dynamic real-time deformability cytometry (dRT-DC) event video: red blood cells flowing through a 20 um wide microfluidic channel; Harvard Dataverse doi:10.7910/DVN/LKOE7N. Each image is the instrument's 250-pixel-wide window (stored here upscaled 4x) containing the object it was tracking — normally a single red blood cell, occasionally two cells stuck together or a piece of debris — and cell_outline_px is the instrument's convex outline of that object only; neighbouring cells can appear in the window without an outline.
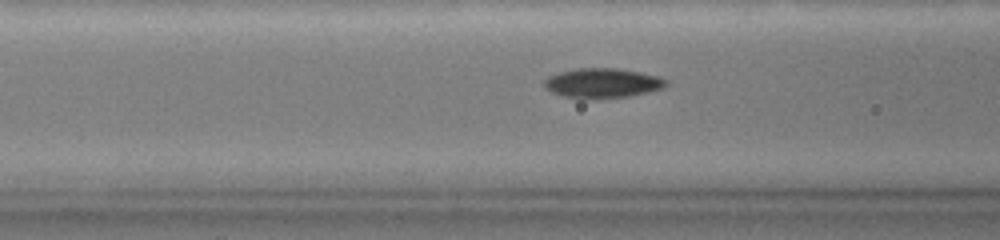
{"species": "common noctule bat (a hibernating species)", "species_latin": "Nyctalus noctula", "temperature_condition": "warm", "stored_images_in_passage": 53, "camera_frame_rate_fps": 3000, "um_per_image_px": 0.085, "animal": {"sex": "female", "body_mass_g": 19.0, "forearm_length_mm": 51.5}, "frame": {"image": 1, "passage_image": 18, "time_ms": 6.333, "image_size_px": [1000, 240], "cell_outline_px": [[664, 84], [660, 88], [644, 92], [624, 96], [568, 96], [552, 92], [544, 84], [544, 80], [548, 76], [560, 72], [576, 68], [616, 68], [640, 72], [656, 76], [664, 80]], "centroid_in_image_um": [51.15, 7.0], "position_along_channel_um": 115.5, "area_um2": 19.65}}
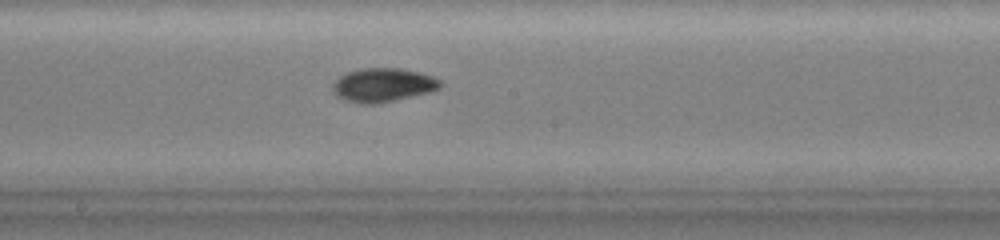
{"frame": {"image": 2, "passage_image": 27, "time_ms": 9.0, "image_size_px": [1000, 240], "cell_outline_px": [[440, 84], [436, 88], [424, 92], [392, 100], [372, 104], [368, 104], [348, 100], [340, 96], [336, 92], [336, 80], [340, 76], [348, 72], [364, 68], [400, 68], [420, 72], [432, 76], [440, 80]], "centroid_in_image_um": [32.57, 7.19], "position_along_channel_um": 215.6, "area_um2": 20.0}}
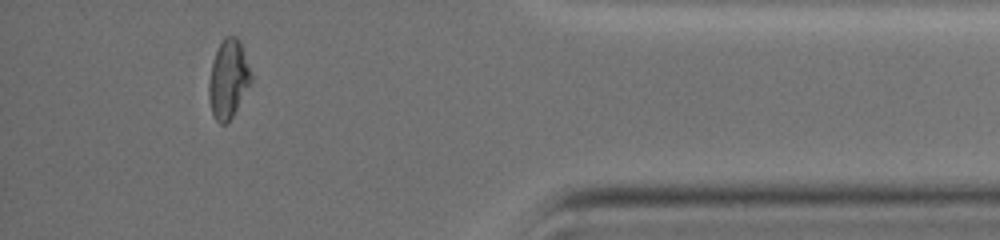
{"frame": {"image": 3, "passage_image": 47, "time_ms": 15.0, "image_size_px": [1000, 240], "cell_outline_px": [[252, 80], [232, 116], [224, 124], [220, 124], [216, 120], [212, 112], [208, 96], [208, 84], [212, 60], [224, 36], [236, 36], [240, 40], [252, 72]], "centroid_in_image_um": [19.41, 6.68], "position_along_channel_um": 415.8, "area_um2": 19.25}, "authors_computed_cell_mechanics": {"area_um2": 19.2474, "velocity_mm_per_s": 3.7717, "shape_relaxation_time_tau1_ms": 6.1609, "shape_relaxation_time_tau2_ms": 3.271, "deformation_change_tau1": 0.2061, "deformation_change_tau2": 0.0438}}